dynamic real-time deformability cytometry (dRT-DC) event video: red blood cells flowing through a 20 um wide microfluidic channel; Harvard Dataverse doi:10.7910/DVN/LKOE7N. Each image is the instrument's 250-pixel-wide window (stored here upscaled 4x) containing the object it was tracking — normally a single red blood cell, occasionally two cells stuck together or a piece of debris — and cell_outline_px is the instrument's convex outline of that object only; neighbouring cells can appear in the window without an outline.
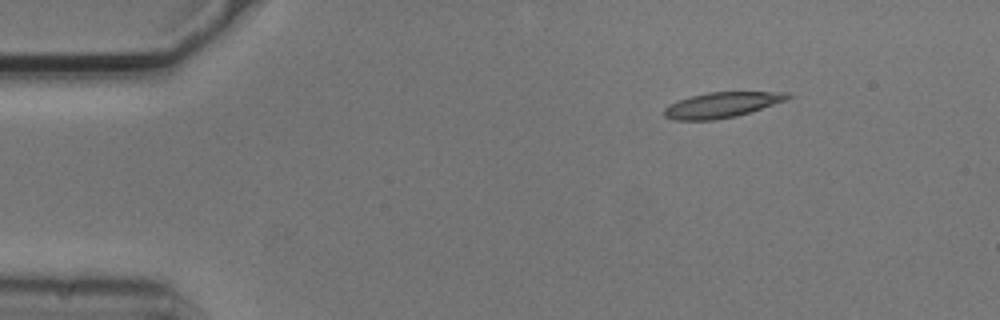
{"species": "common noctule bat (a hibernating species)", "species_latin": "Nyctalus noctula", "temperature_condition": "cold", "stored_images_in_passage": 4, "camera_frame_rate_fps": 3000, "um_per_image_px": 0.085, "animal": {"sex": "male", "body_mass_g": 20.5, "forearm_length_mm": 52.5}, "frame": {"image": 1, "passage_image": 1, "time_ms": 0.0, "image_size_px": [1000, 320], "cell_outline_px": [[792, 96], [788, 100], [736, 116], [716, 120], [672, 120], [664, 116], [664, 108], [668, 104], [692, 96], [708, 92], [788, 92]], "centroid_in_image_um": [61.35, 8.92], "position_along_channel_um": 23.7, "area_um2": 18.26}}
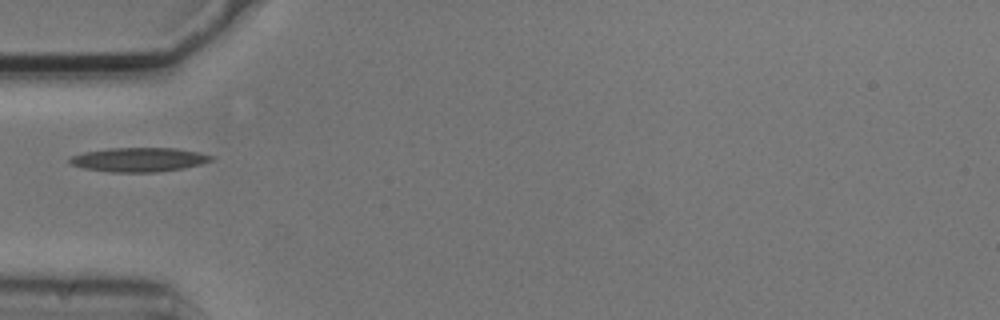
{"frame": {"image": 2, "passage_image": 4, "time_ms": 1.0, "image_size_px": [1000, 320], "cell_outline_px": [[216, 156], [212, 160], [200, 164], [184, 168], [152, 172], [112, 172], [84, 168], [68, 164], [68, 160], [72, 156], [84, 152], [108, 148], [176, 148], [200, 152]], "centroid_in_image_um": [11.81, 13.56], "position_along_channel_um": 73.2, "area_um2": 19.94}}